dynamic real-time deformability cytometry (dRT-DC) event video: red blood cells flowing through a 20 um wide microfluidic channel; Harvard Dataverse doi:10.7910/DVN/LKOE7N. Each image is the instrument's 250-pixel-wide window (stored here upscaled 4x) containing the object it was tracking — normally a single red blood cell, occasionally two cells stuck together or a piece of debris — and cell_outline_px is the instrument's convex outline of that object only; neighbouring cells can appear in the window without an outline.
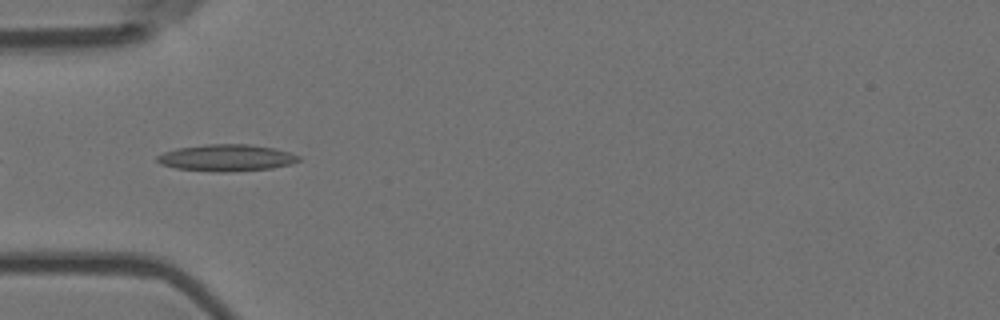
{"species": "Egyptian fruit bat (a non-hibernating species)", "species_latin": "Rousettus aegyptiacus", "temperature_condition": "room temperature", "stored_images_in_passage": 40, "camera_frame_rate_fps": 3000, "um_per_image_px": 0.085, "animal": {"sex": "female"}, "frame": {"image": 1, "passage_image": 2, "time_ms": 0.333, "image_size_px": [1000, 320], "cell_outline_px": [[300, 160], [288, 164], [272, 168], [224, 172], [212, 172], [176, 168], [160, 164], [156, 160], [156, 156], [164, 152], [176, 148], [204, 144], [248, 144], [276, 148], [300, 156]], "centroid_in_image_um": [19.21, 13.41], "position_along_channel_um": 65.8, "area_um2": 22.08}}
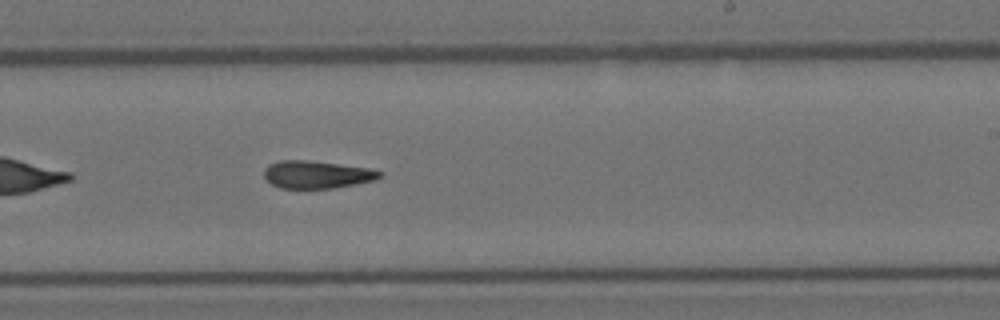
{"frame": {"image": 2, "passage_image": 18, "time_ms": 5.667, "image_size_px": [1000, 320], "cell_outline_px": [[384, 176], [376, 180], [356, 184], [332, 188], [280, 188], [272, 184], [264, 176], [264, 168], [268, 164], [280, 160], [308, 160], [372, 168], [384, 172]], "centroid_in_image_um": [26.98, 14.83], "position_along_channel_um": 262.0, "area_um2": 18.84}}
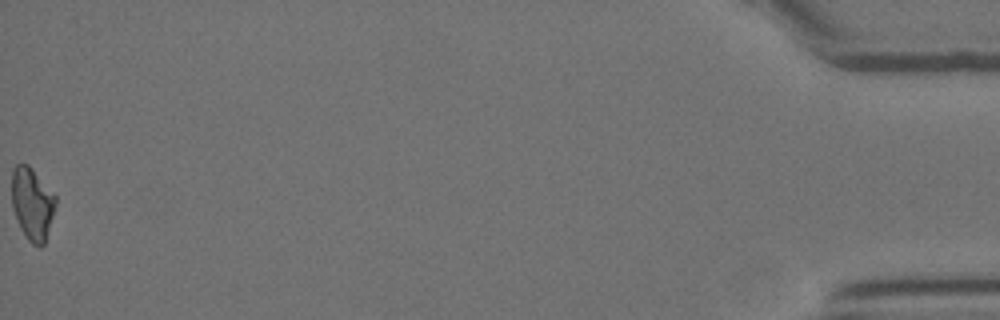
{"frame": {"image": 3, "passage_image": 40, "time_ms": 13.0, "image_size_px": [1000, 320], "cell_outline_px": [[56, 204], [44, 244], [40, 248], [32, 244], [28, 240], [20, 228], [12, 208], [12, 168], [16, 164], [28, 164], [32, 168], [56, 196]], "centroid_in_image_um": [2.73, 17.32], "position_along_channel_um": 432.5, "area_um2": 18.5}}